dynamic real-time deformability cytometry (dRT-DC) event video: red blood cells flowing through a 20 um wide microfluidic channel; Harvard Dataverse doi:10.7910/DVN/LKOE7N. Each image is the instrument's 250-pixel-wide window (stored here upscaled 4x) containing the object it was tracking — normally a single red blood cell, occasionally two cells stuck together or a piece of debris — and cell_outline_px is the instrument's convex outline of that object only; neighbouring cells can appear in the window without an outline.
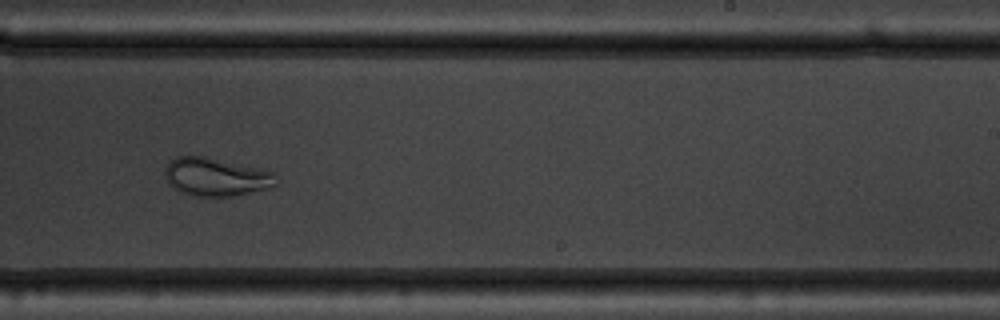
{"species": "common noctule bat (a hibernating species)", "species_latin": "Nyctalus noctula", "temperature_condition": "warm", "stored_images_in_passage": 55, "camera_frame_rate_fps": 3000, "um_per_image_px": 0.085, "animal": {"sex": "male", "body_mass_g": 19.5, "forearm_length_mm": 54.6}, "frame": {"image": 1, "passage_image": 35, "time_ms": 11.333, "image_size_px": [1000, 320], "cell_outline_px": [[276, 184], [264, 188], [232, 196], [196, 196], [180, 192], [172, 188], [164, 172], [164, 168], [176, 156], [204, 156], [276, 172]], "centroid_in_image_um": [18.32, 15.03], "position_along_channel_um": 270.7, "area_um2": 24.39}}
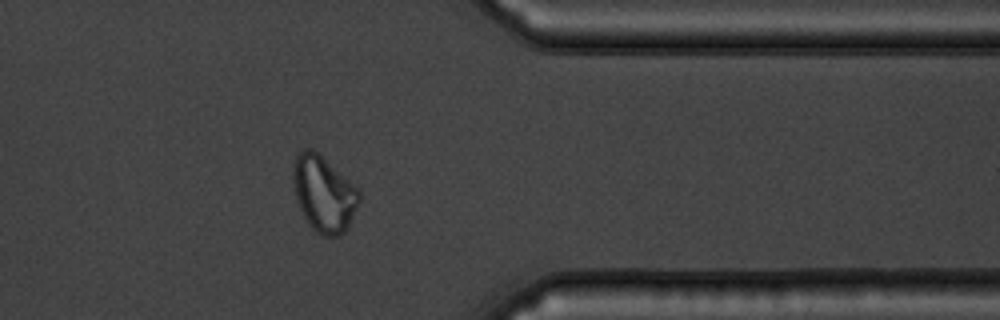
{"frame": {"image": 2, "passage_image": 45, "time_ms": 14.667, "image_size_px": [1000, 320], "cell_outline_px": [[360, 200], [348, 228], [344, 232], [336, 236], [324, 236], [316, 232], [308, 224], [300, 208], [296, 196], [292, 180], [292, 164], [296, 152], [304, 148], [312, 148], [360, 188]], "centroid_in_image_um": [27.52, 16.44], "position_along_channel_um": 383.9, "area_um2": 29.59}}
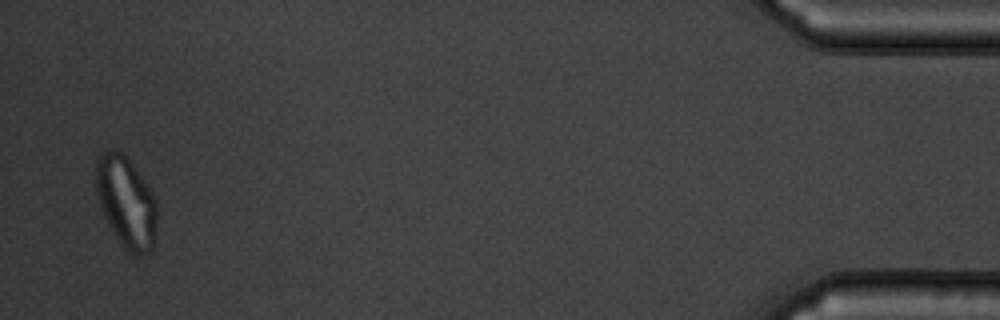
{"frame": {"image": 3, "passage_image": 54, "time_ms": 17.667, "image_size_px": [1000, 320], "cell_outline_px": [[156, 220], [152, 248], [148, 252], [136, 256], [132, 256], [120, 244], [108, 224], [104, 216], [100, 204], [96, 188], [96, 160], [100, 152], [108, 148], [112, 148], [120, 152], [132, 164], [156, 200]], "centroid_in_image_um": [10.69, 17.18], "position_along_channel_um": 424.5, "area_um2": 32.08}}